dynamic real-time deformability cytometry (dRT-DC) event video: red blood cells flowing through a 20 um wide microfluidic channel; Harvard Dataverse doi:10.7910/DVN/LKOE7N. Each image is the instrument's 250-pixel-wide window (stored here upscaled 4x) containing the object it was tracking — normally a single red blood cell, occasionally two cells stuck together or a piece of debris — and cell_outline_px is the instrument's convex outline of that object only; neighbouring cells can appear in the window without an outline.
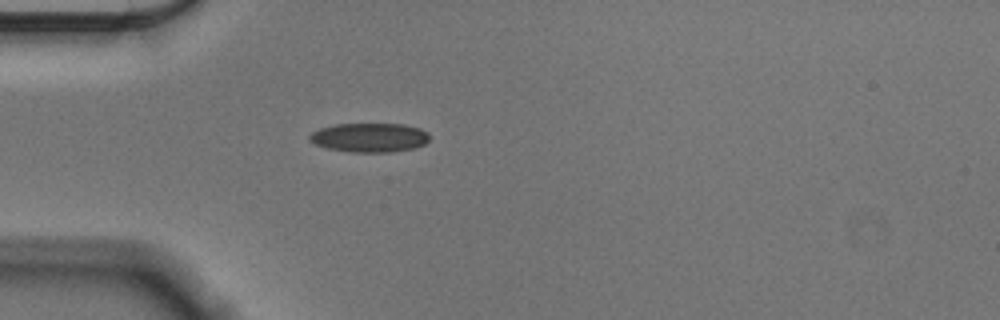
{"species": "Egyptian fruit bat (a non-hibernating species)", "species_latin": "Rousettus aegyptiacus", "temperature_condition": "cold", "stored_images_in_passage": 41, "camera_frame_rate_fps": 3000, "um_per_image_px": 0.085, "animal": {"sex": "male"}, "frame": {"image": 1, "passage_image": 1, "time_ms": 0.0, "image_size_px": [1000, 320], "cell_outline_px": [[428, 140], [424, 144], [416, 148], [392, 152], [352, 152], [328, 148], [316, 144], [308, 140], [308, 136], [312, 132], [320, 128], [336, 124], [404, 124], [420, 128], [428, 132]], "centroid_in_image_um": [31.42, 11.69], "position_along_channel_um": 53.6, "area_um2": 20.4}}
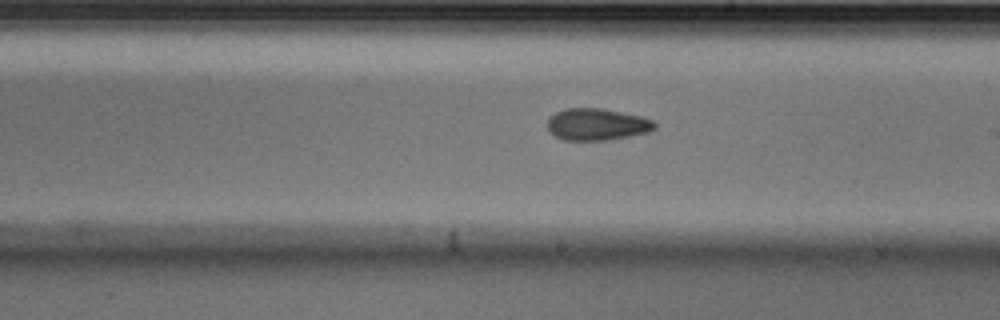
{"frame": {"image": 2, "passage_image": 17, "time_ms": 5.333, "image_size_px": [1000, 320], "cell_outline_px": [[656, 128], [648, 132], [608, 140], [564, 140], [556, 136], [548, 128], [548, 120], [556, 112], [568, 108], [600, 108], [640, 116], [652, 120], [656, 124]], "centroid_in_image_um": [50.75, 10.57], "position_along_channel_um": 238.2, "area_um2": 19.59}}
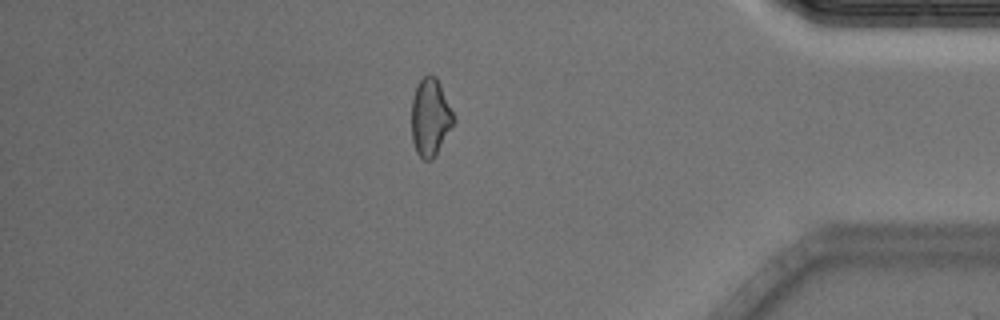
{"frame": {"image": 3, "passage_image": 33, "time_ms": 10.667, "image_size_px": [1000, 320], "cell_outline_px": [[456, 116], [452, 124], [432, 160], [424, 160], [416, 152], [412, 140], [412, 96], [416, 84], [428, 72], [436, 76]], "centroid_in_image_um": [36.56, 9.9], "position_along_channel_um": 398.6, "area_um2": 18.96}, "authors_computed_cell_mechanics": {"area_um2": 19.5942, "velocity_mm_per_s": 3.5966, "shape_relaxation_time_tau1_ms": 4.8501, "shape_relaxation_time_tau2_ms": 5.3712, "deformation_change_tau1": 0.0959, "deformation_change_tau2": 0.114}}